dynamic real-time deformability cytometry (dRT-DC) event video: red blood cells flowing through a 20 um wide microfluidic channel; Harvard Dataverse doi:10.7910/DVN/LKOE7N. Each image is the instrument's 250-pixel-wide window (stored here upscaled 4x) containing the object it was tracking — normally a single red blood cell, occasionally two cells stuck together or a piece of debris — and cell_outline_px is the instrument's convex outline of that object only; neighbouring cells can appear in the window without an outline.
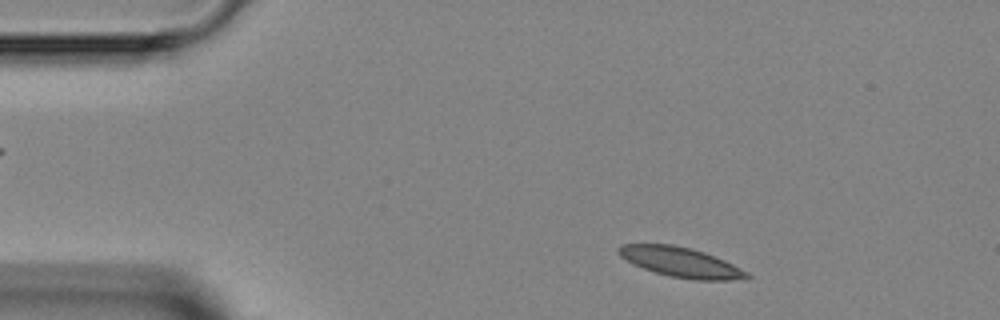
{"species": "Egyptian fruit bat (a non-hibernating species)", "species_latin": "Rousettus aegyptiacus", "temperature_condition": "room temperature", "stored_images_in_passage": 2, "camera_frame_rate_fps": 3000, "um_per_image_px": 0.085, "animal": {"sex": "female"}, "frame": {"image": 1, "passage_image": 1, "time_ms": 0.0, "image_size_px": [1000, 320], "cell_outline_px": [[752, 276], [728, 280], [696, 280], [672, 276], [656, 272], [644, 268], [620, 256], [616, 252], [616, 248], [620, 244], [672, 244], [692, 248], [704, 252], [724, 260], [748, 272]], "centroid_in_image_um": [57.84, 22.26], "position_along_channel_um": 27.2, "area_um2": 21.96}}